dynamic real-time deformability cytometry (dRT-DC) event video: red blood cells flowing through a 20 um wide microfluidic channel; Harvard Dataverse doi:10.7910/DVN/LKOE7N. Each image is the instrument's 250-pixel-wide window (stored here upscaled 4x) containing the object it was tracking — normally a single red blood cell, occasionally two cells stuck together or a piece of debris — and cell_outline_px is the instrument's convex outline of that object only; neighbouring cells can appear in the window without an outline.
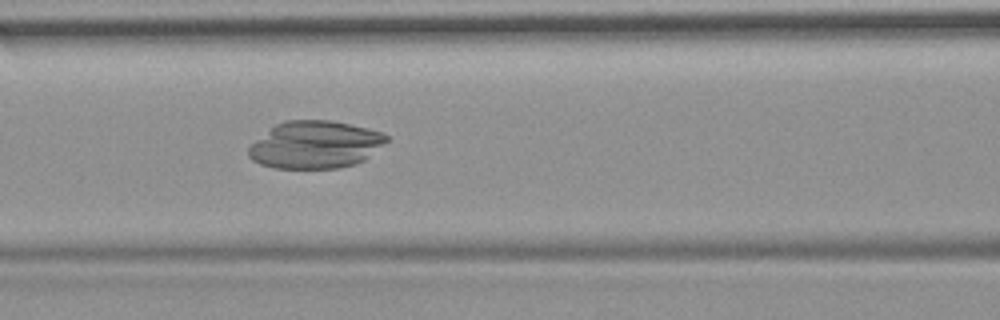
{"species": "common noctule bat (a hibernating species)", "species_latin": "Nyctalus noctula", "temperature_condition": "room temperature", "stored_images_in_passage": 55, "camera_frame_rate_fps": 3000, "um_per_image_px": 0.085, "animal": {"sex": "female", "body_mass_g": 19.9}, "frame": {"image": 1, "passage_image": 24, "time_ms": 7.667, "image_size_px": [1000, 320], "cell_outline_px": [[388, 140], [384, 144], [364, 160], [356, 164], [340, 168], [276, 168], [260, 164], [252, 160], [248, 156], [248, 148], [256, 140], [276, 124], [284, 120], [332, 120], [368, 128], [380, 132], [388, 136]], "centroid_in_image_um": [26.8, 12.3], "position_along_channel_um": 139.8, "area_um2": 38.09}}